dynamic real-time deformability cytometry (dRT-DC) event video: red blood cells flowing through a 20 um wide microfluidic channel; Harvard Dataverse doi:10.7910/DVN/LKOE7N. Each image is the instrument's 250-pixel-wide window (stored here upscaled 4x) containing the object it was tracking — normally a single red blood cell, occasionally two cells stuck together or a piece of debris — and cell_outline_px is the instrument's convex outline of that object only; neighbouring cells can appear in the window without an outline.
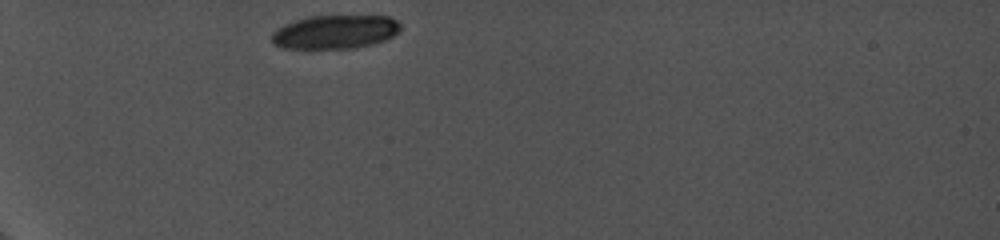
{"species": "common noctule bat (a hibernating species)", "species_latin": "Nyctalus noctula", "temperature_condition": "cold", "stored_images_in_passage": 2, "camera_frame_rate_fps": 5000, "um_per_image_px": 0.085, "animal": {"sex": "female", "body_mass_g": 19.0, "forearm_length_mm": 56.7}, "frame": {"image": 1, "passage_image": 1, "time_ms": 0.0, "image_size_px": [1000, 240], "cell_outline_px": [[400, 28], [392, 36], [384, 40], [372, 44], [356, 48], [280, 48], [272, 44], [272, 32], [284, 24], [308, 16], [388, 16], [396, 20], [400, 24]], "centroid_in_image_um": [28.45, 2.71], "position_along_channel_um": 56.6, "area_um2": 25.2}}